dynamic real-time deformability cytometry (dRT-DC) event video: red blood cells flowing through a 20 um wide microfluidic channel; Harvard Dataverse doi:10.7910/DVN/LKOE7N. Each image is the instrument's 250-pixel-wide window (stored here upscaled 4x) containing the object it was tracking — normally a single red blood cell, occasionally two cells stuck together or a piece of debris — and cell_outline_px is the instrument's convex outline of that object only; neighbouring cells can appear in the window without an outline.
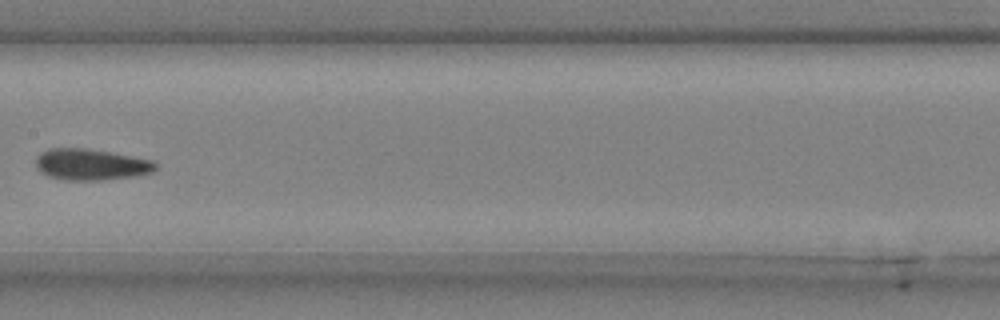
{"species": "common noctule bat (a hibernating species)", "species_latin": "Nyctalus noctula", "temperature_condition": "cold", "stored_images_in_passage": 7, "camera_frame_rate_fps": 3000, "um_per_image_px": 0.085, "animal": {"sex": "male", "body_mass_g": 20.4}, "frame": {"image": 1, "passage_image": 7, "time_ms": 2.0, "image_size_px": [1000, 320], "cell_outline_px": [[156, 168], [152, 172], [132, 176], [100, 180], [64, 180], [48, 176], [36, 168], [36, 156], [40, 152], [48, 148], [88, 148], [112, 152], [152, 160], [156, 164]], "centroid_in_image_um": [7.68, 13.97], "position_along_channel_um": 199.7, "area_um2": 21.85}}